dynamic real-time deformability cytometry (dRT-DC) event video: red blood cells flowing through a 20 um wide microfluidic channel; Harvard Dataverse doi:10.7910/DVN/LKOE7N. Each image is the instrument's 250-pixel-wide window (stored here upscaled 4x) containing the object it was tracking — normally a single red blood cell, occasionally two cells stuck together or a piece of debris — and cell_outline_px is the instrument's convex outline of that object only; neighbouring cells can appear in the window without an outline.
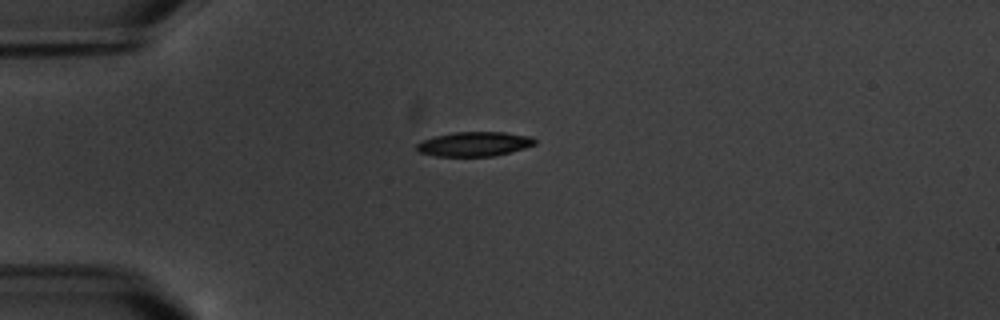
{"species": "common noctule bat (a hibernating species)", "species_latin": "Nyctalus noctula", "temperature_condition": "warm", "stored_images_in_passage": 9, "camera_frame_rate_fps": 3000, "um_per_image_px": 0.085, "animal": {"sex": "male", "body_mass_g": 20.1, "forearm_length_mm": 53.5}, "frame": {"image": 1, "passage_image": 1, "time_ms": 0.0, "image_size_px": [1000, 320], "cell_outline_px": [[536, 144], [524, 148], [492, 156], [436, 156], [420, 152], [416, 148], [416, 144], [420, 140], [452, 132], [504, 132], [532, 136], [536, 140]], "centroid_in_image_um": [40.31, 12.23], "position_along_channel_um": 44.7, "area_um2": 16.82}}
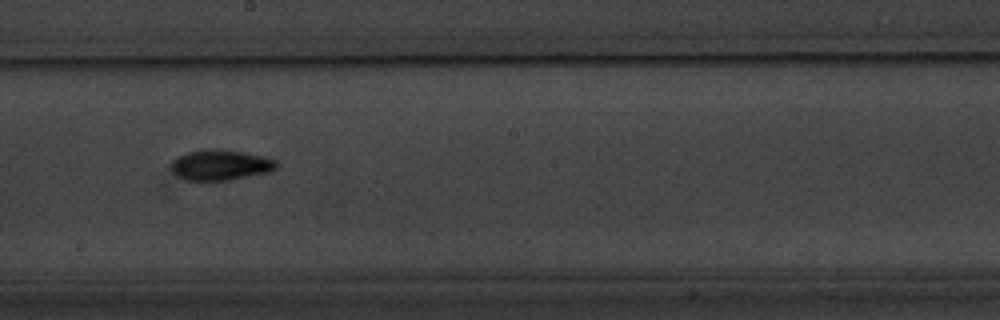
{"frame": {"image": 2, "passage_image": 6, "time_ms": 6.0, "image_size_px": [1000, 320], "cell_outline_px": [[280, 164], [272, 172], [232, 180], [184, 180], [172, 168], [172, 160], [176, 156], [188, 152], [216, 148], [244, 152], [264, 156], [276, 160]], "centroid_in_image_um": [18.83, 14.02], "position_along_channel_um": 229.4, "area_um2": 18.84}}
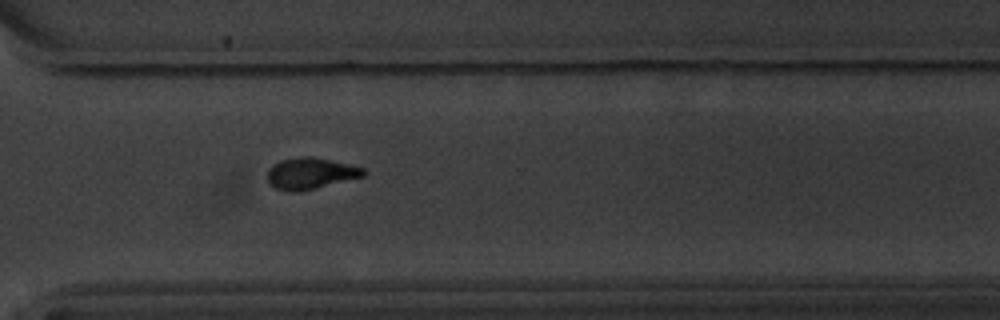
{"frame": {"image": 3, "passage_image": 9, "time_ms": 9.333, "image_size_px": [1000, 320], "cell_outline_px": [[368, 172], [364, 176], [300, 192], [288, 192], [276, 188], [268, 180], [268, 168], [272, 164], [280, 160], [308, 156], [328, 160], [364, 168]], "centroid_in_image_um": [26.38, 14.75], "position_along_channel_um": 344.2, "area_um2": 17.34}}